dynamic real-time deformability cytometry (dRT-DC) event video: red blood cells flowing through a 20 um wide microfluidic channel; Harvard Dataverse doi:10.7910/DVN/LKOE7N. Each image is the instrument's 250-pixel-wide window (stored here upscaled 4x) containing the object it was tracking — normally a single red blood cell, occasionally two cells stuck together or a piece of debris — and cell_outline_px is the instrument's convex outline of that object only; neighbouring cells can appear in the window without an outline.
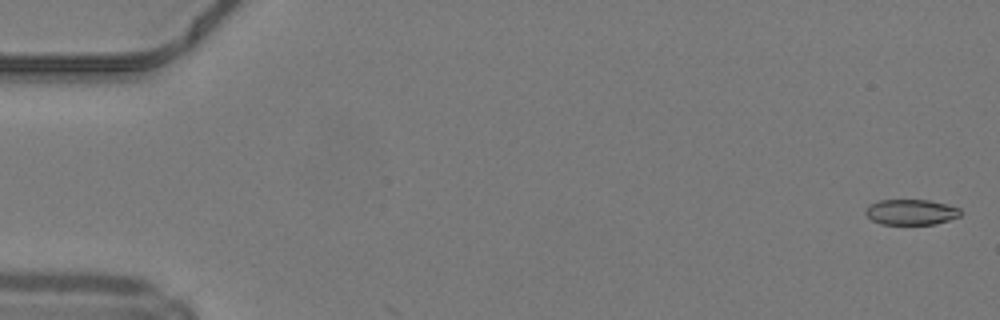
{"species": "common noctule bat (a hibernating species)", "species_latin": "Nyctalus noctula", "temperature_condition": "warm", "stored_images_in_passage": 3, "camera_frame_rate_fps": 3000, "um_per_image_px": 0.085, "animal": {"sex": "male", "body_mass_g": 19.2, "forearm_length_mm": 51.8}, "frame": {"image": 1, "passage_image": 1, "time_ms": 0.0, "image_size_px": [1000, 320], "cell_outline_px": [[960, 216], [936, 224], [880, 224], [872, 220], [864, 212], [868, 204], [880, 200], [928, 200], [948, 204], [960, 208]], "centroid_in_image_um": [77.43, 18.02], "position_along_channel_um": 7.6, "area_um2": 14.16}}